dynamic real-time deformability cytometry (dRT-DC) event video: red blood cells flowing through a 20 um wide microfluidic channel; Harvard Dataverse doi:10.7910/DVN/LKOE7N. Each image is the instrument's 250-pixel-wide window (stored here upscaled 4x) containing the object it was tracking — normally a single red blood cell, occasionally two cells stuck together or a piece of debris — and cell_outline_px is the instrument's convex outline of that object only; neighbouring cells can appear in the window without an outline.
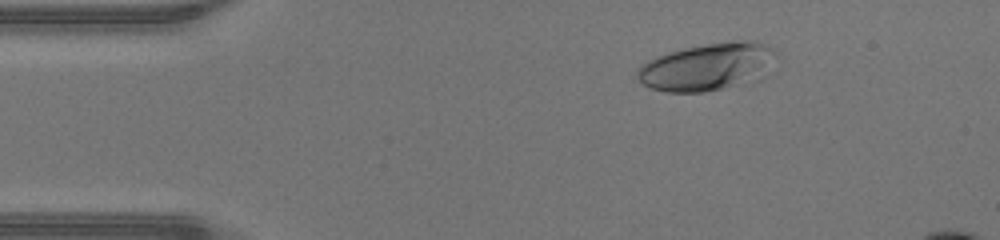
{"species": "human", "species_latin": "Homo sapiens", "temperature_condition": "warm", "stored_images_in_passage": 45, "camera_frame_rate_fps": 3000, "um_per_image_px": 0.085, "donor": {"sex": "male"}, "frame": {"image": 1, "passage_image": 7, "time_ms": 2.0, "image_size_px": [1000, 240], "cell_outline_px": [[776, 56], [764, 76], [760, 80], [704, 92], [668, 92], [652, 88], [644, 84], [636, 76], [636, 72], [648, 60], [656, 56], [668, 52], [684, 48], [704, 44], [732, 40], [756, 40], [772, 48], [776, 52]], "centroid_in_image_um": [60.17, 5.66], "position_along_channel_um": 24.8, "area_um2": 38.55}}
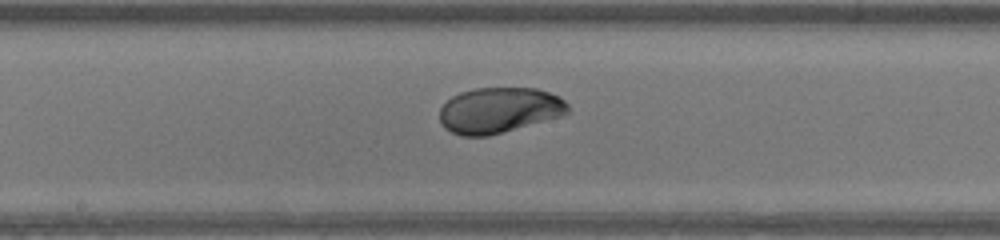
{"frame": {"image": 2, "passage_image": 24, "time_ms": 7.667, "image_size_px": [1000, 240], "cell_outline_px": [[572, 112], [560, 116], [488, 136], [460, 136], [444, 128], [440, 120], [440, 108], [452, 96], [460, 92], [476, 88], [536, 88], [560, 96], [568, 104]], "centroid_in_image_um": [42.43, 9.36], "position_along_channel_um": 205.8, "area_um2": 34.1}}
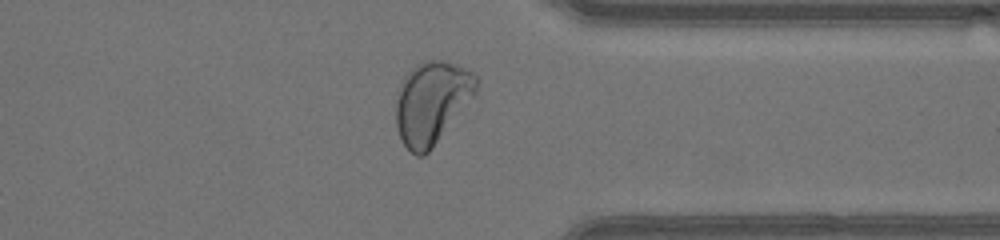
{"frame": {"image": 3, "passage_image": 36, "time_ms": 11.667, "image_size_px": [1000, 240], "cell_outline_px": [[480, 80], [476, 92], [432, 148], [424, 156], [416, 156], [404, 144], [400, 136], [396, 124], [396, 104], [400, 84], [404, 76], [416, 64], [428, 60], [444, 60], [456, 64], [472, 72]], "centroid_in_image_um": [36.7, 8.68], "position_along_channel_um": 374.7, "area_um2": 38.21}, "authors_computed_cell_mechanics": {"area_um2": 34.8534, "velocity_mm_per_s": 4.372, "shape_relaxation_time_tau1_ms": 3.1964, "shape_relaxation_time_tau2_ms": 1.0797, "deformation_change_tau1": 0.192, "deformation_change_tau2": 0.0437}}